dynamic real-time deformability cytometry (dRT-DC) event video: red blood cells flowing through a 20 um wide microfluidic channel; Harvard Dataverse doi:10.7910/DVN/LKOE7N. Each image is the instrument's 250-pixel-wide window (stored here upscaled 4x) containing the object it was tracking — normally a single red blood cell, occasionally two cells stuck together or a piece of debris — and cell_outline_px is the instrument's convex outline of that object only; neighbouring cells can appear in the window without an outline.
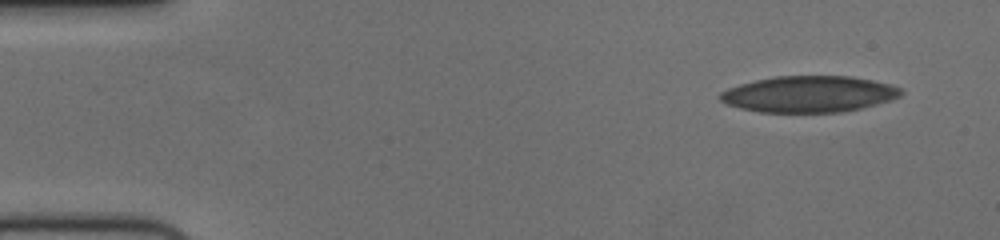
{"species": "human", "species_latin": "Homo sapiens", "temperature_condition": "cold", "stored_images_in_passage": 17, "camera_frame_rate_fps": 3000, "um_per_image_px": 0.085, "donor": {"sex": "female"}, "frame": {"image": 1, "passage_image": 1, "time_ms": 0.0, "image_size_px": [1000, 240], "cell_outline_px": [[904, 92], [900, 96], [876, 104], [860, 108], [840, 112], [760, 112], [740, 108], [728, 104], [720, 100], [716, 96], [720, 92], [728, 88], [740, 84], [756, 80], [776, 76], [852, 76], [892, 84], [900, 88]], "centroid_in_image_um": [68.75, 7.99], "position_along_channel_um": 16.3, "area_um2": 38.21}}
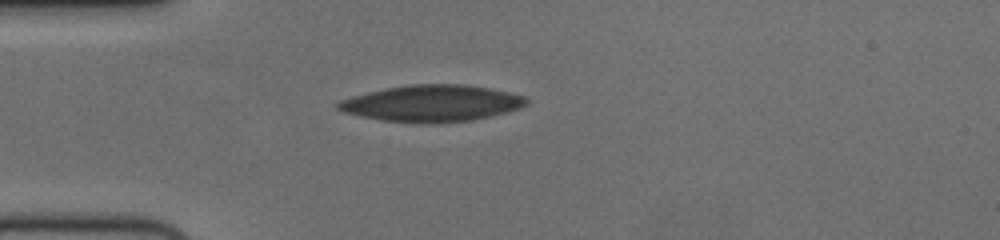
{"frame": {"image": 2, "passage_image": 12, "time_ms": 3.667, "image_size_px": [1000, 240], "cell_outline_px": [[528, 104], [520, 108], [508, 112], [472, 120], [432, 124], [416, 124], [380, 120], [360, 116], [344, 112], [336, 108], [336, 104], [340, 100], [352, 96], [384, 88], [408, 84], [464, 84], [488, 88], [528, 96]], "centroid_in_image_um": [36.71, 8.79], "position_along_channel_um": 48.3, "area_um2": 40.63}}
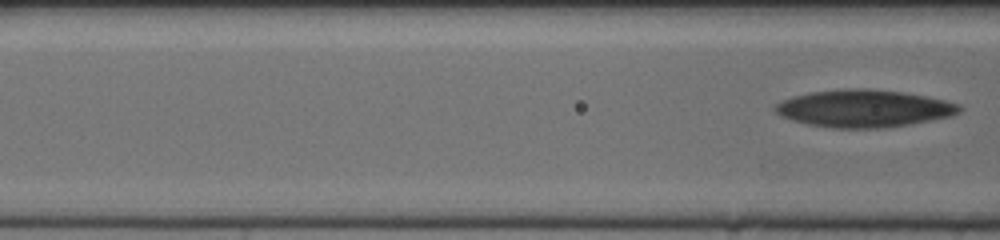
{"frame": {"image": 3, "passage_image": 17, "time_ms": 5.333, "image_size_px": [1000, 240], "cell_outline_px": [[964, 108], [960, 112], [952, 116], [908, 124], [880, 128], [832, 128], [808, 124], [792, 120], [780, 116], [772, 108], [772, 104], [780, 100], [792, 96], [812, 92], [844, 88], [868, 88], [904, 92], [928, 96], [960, 104]], "centroid_in_image_um": [73.4, 9.21], "position_along_channel_um": 93.2, "area_um2": 40.52}}